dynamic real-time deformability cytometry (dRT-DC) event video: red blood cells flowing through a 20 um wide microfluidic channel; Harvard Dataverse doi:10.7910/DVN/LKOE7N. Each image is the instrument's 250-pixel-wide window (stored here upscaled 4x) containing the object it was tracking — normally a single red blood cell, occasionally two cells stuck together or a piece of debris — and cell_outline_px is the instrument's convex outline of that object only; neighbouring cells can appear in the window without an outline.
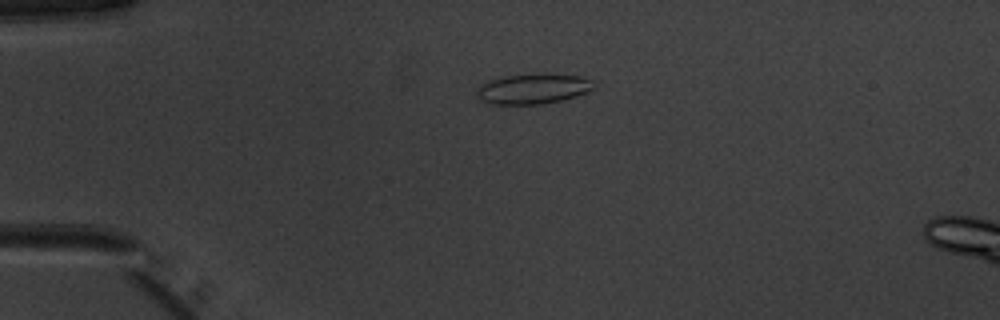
{"species": "common noctule bat (a hibernating species)", "species_latin": "Nyctalus noctula", "temperature_condition": "warm", "stored_images_in_passage": 39, "camera_frame_rate_fps": 3000, "um_per_image_px": 0.085, "animal": {"sex": "male", "body_mass_g": 20.1, "forearm_length_mm": 53.5}, "frame": {"image": 1, "passage_image": 1, "time_ms": 0.0, "image_size_px": [1000, 320], "cell_outline_px": [[596, 88], [576, 96], [564, 100], [540, 104], [492, 104], [480, 100], [476, 92], [476, 88], [480, 84], [500, 76], [580, 76], [596, 80]], "centroid_in_image_um": [45.31, 7.58], "position_along_channel_um": 39.7, "area_um2": 20.17}}
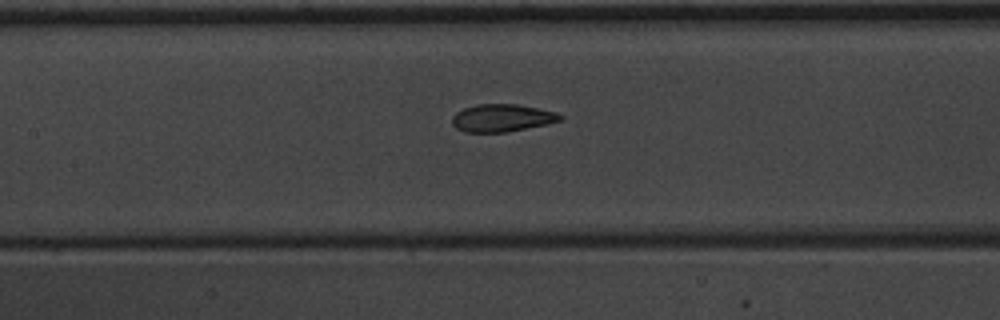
{"frame": {"image": 2, "passage_image": 13, "time_ms": 4.0, "image_size_px": [1000, 320], "cell_outline_px": [[564, 120], [548, 124], [508, 132], [464, 132], [456, 128], [452, 124], [452, 116], [456, 112], [464, 108], [476, 104], [516, 104], [556, 112], [564, 116]], "centroid_in_image_um": [42.68, 10.03], "position_along_channel_um": 164.7, "area_um2": 17.51}}
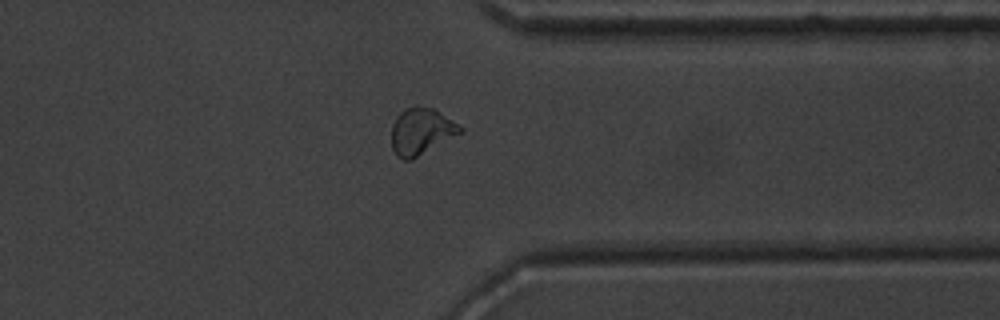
{"frame": {"image": 3, "passage_image": 29, "time_ms": 9.333, "image_size_px": [1000, 320], "cell_outline_px": [[464, 132], [412, 160], [400, 160], [396, 156], [392, 148], [392, 124], [396, 116], [404, 108], [416, 104], [432, 108], [464, 128]], "centroid_in_image_um": [35.79, 11.17], "position_along_channel_um": 375.6, "area_um2": 19.02}, "authors_computed_cell_mechanics": {"area_um2": 18.0336, "velocity_mm_per_s": 4.0095, "shape_relaxation_time_tau1_ms": 5.5104, "shape_relaxation_time_tau2_ms": 1.4453, "deformation_change_tau1": 0.1732, "deformation_change_tau2": 0.07}}